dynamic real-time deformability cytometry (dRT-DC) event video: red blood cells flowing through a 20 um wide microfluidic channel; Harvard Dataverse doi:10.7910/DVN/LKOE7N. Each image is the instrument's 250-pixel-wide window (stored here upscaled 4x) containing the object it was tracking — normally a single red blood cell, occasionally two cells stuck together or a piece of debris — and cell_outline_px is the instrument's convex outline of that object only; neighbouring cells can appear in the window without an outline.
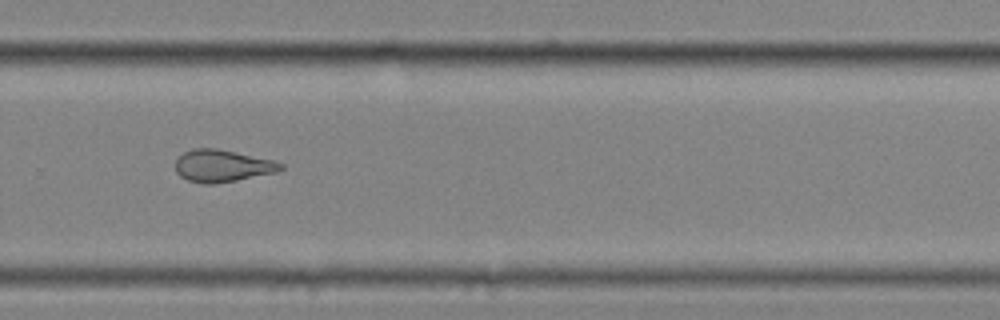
{"species": "common noctule bat (a hibernating species)", "species_latin": "Nyctalus noctula", "temperature_condition": "cold", "stored_images_in_passage": 41, "camera_frame_rate_fps": 3000, "um_per_image_px": 0.085, "animal": {"sex": "female", "body_mass_g": 25.1}, "frame": {"image": 1, "passage_image": 24, "time_ms": 7.667, "image_size_px": [1000, 320], "cell_outline_px": [[284, 168], [276, 172], [236, 180], [212, 184], [204, 184], [188, 180], [180, 176], [176, 172], [176, 160], [184, 152], [192, 148], [216, 148], [236, 152], [272, 160], [284, 164]], "centroid_in_image_um": [18.88, 14.09], "position_along_channel_um": 310.9, "area_um2": 19.59}, "authors_computed_cell_mechanics": {"area_um2": 20.4034, "velocity_mm_per_s": 3.527, "shape_relaxation_time_tau1_ms": null, "shape_relaxation_time_tau2_ms": 2.4576, "deformation_change_tau1": null, "deformation_change_tau2": 0.1056}}